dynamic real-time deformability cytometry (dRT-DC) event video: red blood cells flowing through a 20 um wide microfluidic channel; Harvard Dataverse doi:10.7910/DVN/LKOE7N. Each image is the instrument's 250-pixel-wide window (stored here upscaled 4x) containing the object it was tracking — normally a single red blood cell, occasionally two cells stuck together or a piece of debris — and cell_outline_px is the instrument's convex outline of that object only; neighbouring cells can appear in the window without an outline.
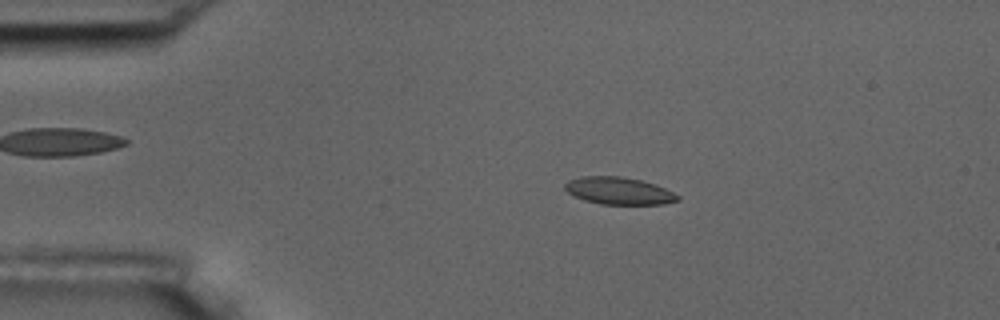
{"species": "common noctule bat (a hibernating species)", "species_latin": "Nyctalus noctula", "temperature_condition": "room temperature", "stored_images_in_passage": 10, "camera_frame_rate_fps": 3000, "um_per_image_px": 0.085, "animal": {"sex": "male", "body_mass_g": 17.5, "forearm_length_mm": 52.3}, "frame": {"image": 1, "passage_image": 2, "time_ms": 0.333, "image_size_px": [1000, 320], "cell_outline_px": [[680, 200], [664, 204], [600, 204], [584, 200], [572, 196], [564, 188], [564, 184], [568, 180], [580, 176], [620, 176], [640, 180], [656, 184], [680, 196]], "centroid_in_image_um": [52.57, 16.22], "position_along_channel_um": 32.4, "area_um2": 18.03}}
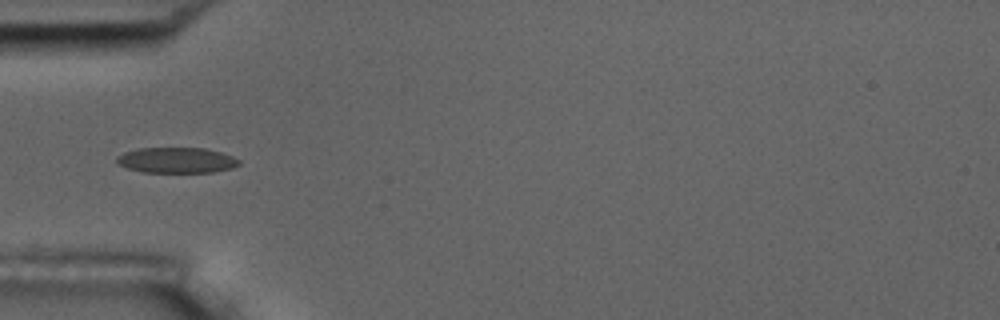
{"frame": {"image": 2, "passage_image": 4, "time_ms": 1.0, "image_size_px": [1000, 320], "cell_outline_px": [[240, 164], [232, 168], [212, 172], [144, 172], [128, 168], [120, 164], [116, 160], [116, 156], [124, 152], [140, 148], [204, 148], [220, 152], [232, 156], [240, 160]], "centroid_in_image_um": [15.02, 13.61], "position_along_channel_um": 70.0, "area_um2": 18.09}}
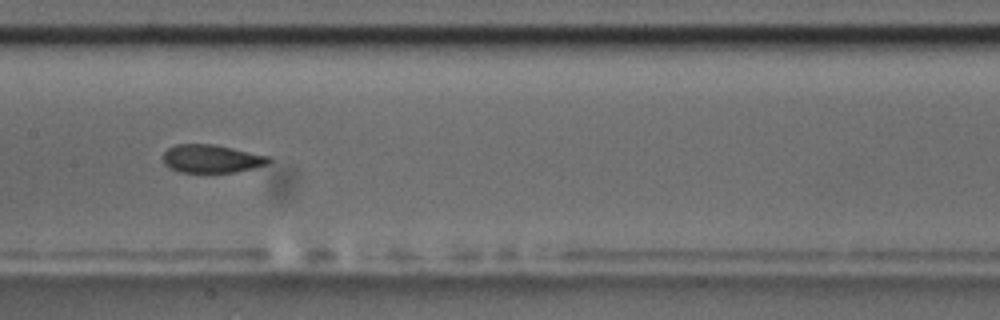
{"frame": {"image": 3, "passage_image": 7, "time_ms": 2.0, "image_size_px": [1000, 320], "cell_outline_px": [[272, 160], [268, 164], [236, 172], [180, 172], [164, 164], [160, 156], [168, 148], [176, 144], [216, 144], [268, 156]], "centroid_in_image_um": [17.95, 13.48], "position_along_channel_um": 189.5, "area_um2": 17.4}}